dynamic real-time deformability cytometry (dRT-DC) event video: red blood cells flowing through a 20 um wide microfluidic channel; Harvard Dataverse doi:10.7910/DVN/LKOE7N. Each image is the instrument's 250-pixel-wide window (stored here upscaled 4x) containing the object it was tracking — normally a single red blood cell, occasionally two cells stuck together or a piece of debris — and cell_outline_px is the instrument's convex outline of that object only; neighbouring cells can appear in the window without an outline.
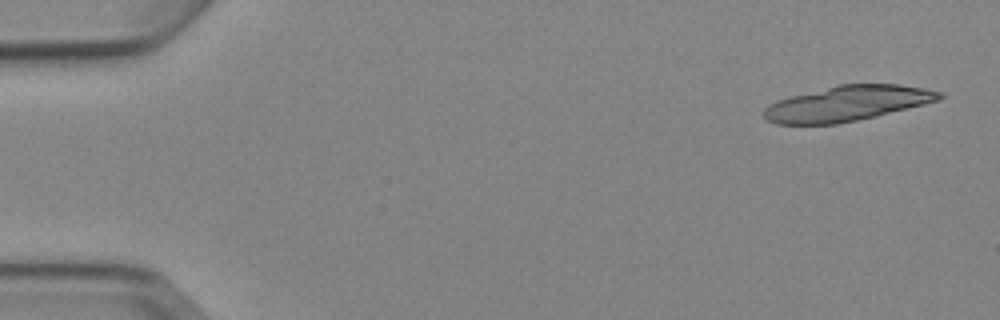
{"species": "Egyptian fruit bat (a non-hibernating species)", "species_latin": "Rousettus aegyptiacus", "temperature_condition": "cold", "stored_images_in_passage": 4, "camera_frame_rate_fps": 3000, "um_per_image_px": 0.085, "animal": {"sex": "female"}, "frame": {"image": 1, "passage_image": 1, "time_ms": 0.0, "image_size_px": [1000, 320], "cell_outline_px": [[944, 96], [940, 100], [876, 116], [836, 124], [776, 124], [764, 120], [764, 108], [768, 104], [776, 100], [836, 84], [900, 84], [924, 88], [944, 92]], "centroid_in_image_um": [72.0, 8.79], "position_along_channel_um": 13.0, "area_um2": 36.18}}